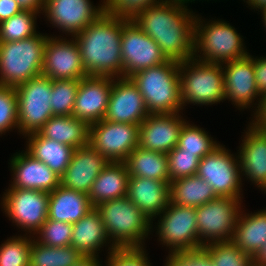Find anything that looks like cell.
<instances>
[{"mask_svg":"<svg viewBox=\"0 0 266 266\" xmlns=\"http://www.w3.org/2000/svg\"><path fill=\"white\" fill-rule=\"evenodd\" d=\"M49 35L0 42V85L16 87L41 75Z\"/></svg>","mask_w":266,"mask_h":266,"instance_id":"6","label":"cell"},{"mask_svg":"<svg viewBox=\"0 0 266 266\" xmlns=\"http://www.w3.org/2000/svg\"><path fill=\"white\" fill-rule=\"evenodd\" d=\"M123 162L130 177L170 181L166 153L146 150L138 146Z\"/></svg>","mask_w":266,"mask_h":266,"instance_id":"31","label":"cell"},{"mask_svg":"<svg viewBox=\"0 0 266 266\" xmlns=\"http://www.w3.org/2000/svg\"><path fill=\"white\" fill-rule=\"evenodd\" d=\"M197 175L214 189L218 197L242 200V179L239 158L223 144L199 161Z\"/></svg>","mask_w":266,"mask_h":266,"instance_id":"10","label":"cell"},{"mask_svg":"<svg viewBox=\"0 0 266 266\" xmlns=\"http://www.w3.org/2000/svg\"><path fill=\"white\" fill-rule=\"evenodd\" d=\"M22 7L15 0H0V23L22 11Z\"/></svg>","mask_w":266,"mask_h":266,"instance_id":"46","label":"cell"},{"mask_svg":"<svg viewBox=\"0 0 266 266\" xmlns=\"http://www.w3.org/2000/svg\"><path fill=\"white\" fill-rule=\"evenodd\" d=\"M93 208L88 194L62 185L49 193L48 219L74 224Z\"/></svg>","mask_w":266,"mask_h":266,"instance_id":"26","label":"cell"},{"mask_svg":"<svg viewBox=\"0 0 266 266\" xmlns=\"http://www.w3.org/2000/svg\"><path fill=\"white\" fill-rule=\"evenodd\" d=\"M95 208L116 248H144V240L152 232V222L126 196L102 202Z\"/></svg>","mask_w":266,"mask_h":266,"instance_id":"4","label":"cell"},{"mask_svg":"<svg viewBox=\"0 0 266 266\" xmlns=\"http://www.w3.org/2000/svg\"><path fill=\"white\" fill-rule=\"evenodd\" d=\"M25 137H27L26 151L61 177L71 161L75 148L42 137L38 132Z\"/></svg>","mask_w":266,"mask_h":266,"instance_id":"29","label":"cell"},{"mask_svg":"<svg viewBox=\"0 0 266 266\" xmlns=\"http://www.w3.org/2000/svg\"><path fill=\"white\" fill-rule=\"evenodd\" d=\"M186 121L181 113L149 114L139 125L138 146L168 154L178 146L180 131Z\"/></svg>","mask_w":266,"mask_h":266,"instance_id":"20","label":"cell"},{"mask_svg":"<svg viewBox=\"0 0 266 266\" xmlns=\"http://www.w3.org/2000/svg\"><path fill=\"white\" fill-rule=\"evenodd\" d=\"M125 20L102 13L74 36L88 76L123 77L121 37Z\"/></svg>","mask_w":266,"mask_h":266,"instance_id":"2","label":"cell"},{"mask_svg":"<svg viewBox=\"0 0 266 266\" xmlns=\"http://www.w3.org/2000/svg\"><path fill=\"white\" fill-rule=\"evenodd\" d=\"M18 130V101L15 87L0 85V136Z\"/></svg>","mask_w":266,"mask_h":266,"instance_id":"40","label":"cell"},{"mask_svg":"<svg viewBox=\"0 0 266 266\" xmlns=\"http://www.w3.org/2000/svg\"><path fill=\"white\" fill-rule=\"evenodd\" d=\"M113 86L111 76H87L79 80L72 116L89 125L104 119Z\"/></svg>","mask_w":266,"mask_h":266,"instance_id":"19","label":"cell"},{"mask_svg":"<svg viewBox=\"0 0 266 266\" xmlns=\"http://www.w3.org/2000/svg\"><path fill=\"white\" fill-rule=\"evenodd\" d=\"M187 6L183 0H163L133 19L158 44L168 60L184 62L193 58L197 15Z\"/></svg>","mask_w":266,"mask_h":266,"instance_id":"1","label":"cell"},{"mask_svg":"<svg viewBox=\"0 0 266 266\" xmlns=\"http://www.w3.org/2000/svg\"><path fill=\"white\" fill-rule=\"evenodd\" d=\"M198 16L195 18L194 59L224 64L250 54L235 27L222 19L205 22Z\"/></svg>","mask_w":266,"mask_h":266,"instance_id":"5","label":"cell"},{"mask_svg":"<svg viewBox=\"0 0 266 266\" xmlns=\"http://www.w3.org/2000/svg\"><path fill=\"white\" fill-rule=\"evenodd\" d=\"M109 161L90 145L74 150L71 161L60 177V185L88 194L92 184Z\"/></svg>","mask_w":266,"mask_h":266,"instance_id":"23","label":"cell"},{"mask_svg":"<svg viewBox=\"0 0 266 266\" xmlns=\"http://www.w3.org/2000/svg\"><path fill=\"white\" fill-rule=\"evenodd\" d=\"M183 1L186 2V3H189V2H190V3H192V2L195 3L194 1H196V0H183ZM197 1H198V0H197ZM200 1H201V0H200ZM205 1H206V0H205ZM207 1H209V0H207Z\"/></svg>","mask_w":266,"mask_h":266,"instance_id":"53","label":"cell"},{"mask_svg":"<svg viewBox=\"0 0 266 266\" xmlns=\"http://www.w3.org/2000/svg\"><path fill=\"white\" fill-rule=\"evenodd\" d=\"M214 140L203 128L186 121L180 131L178 147L201 159L220 145Z\"/></svg>","mask_w":266,"mask_h":266,"instance_id":"35","label":"cell"},{"mask_svg":"<svg viewBox=\"0 0 266 266\" xmlns=\"http://www.w3.org/2000/svg\"><path fill=\"white\" fill-rule=\"evenodd\" d=\"M252 119L250 122L257 128L262 129L266 125V95L262 97L259 109Z\"/></svg>","mask_w":266,"mask_h":266,"instance_id":"47","label":"cell"},{"mask_svg":"<svg viewBox=\"0 0 266 266\" xmlns=\"http://www.w3.org/2000/svg\"><path fill=\"white\" fill-rule=\"evenodd\" d=\"M12 158V159H11ZM10 158L13 181L9 187L52 192L60 185L57 176L46 164L35 159L27 151L14 153Z\"/></svg>","mask_w":266,"mask_h":266,"instance_id":"21","label":"cell"},{"mask_svg":"<svg viewBox=\"0 0 266 266\" xmlns=\"http://www.w3.org/2000/svg\"><path fill=\"white\" fill-rule=\"evenodd\" d=\"M242 210L231 241L253 258L266 242V208L254 213Z\"/></svg>","mask_w":266,"mask_h":266,"instance_id":"28","label":"cell"},{"mask_svg":"<svg viewBox=\"0 0 266 266\" xmlns=\"http://www.w3.org/2000/svg\"><path fill=\"white\" fill-rule=\"evenodd\" d=\"M216 198L214 189L197 174L170 182V202L174 204L197 208Z\"/></svg>","mask_w":266,"mask_h":266,"instance_id":"32","label":"cell"},{"mask_svg":"<svg viewBox=\"0 0 266 266\" xmlns=\"http://www.w3.org/2000/svg\"><path fill=\"white\" fill-rule=\"evenodd\" d=\"M215 266H250L252 258L232 241L210 242L203 245Z\"/></svg>","mask_w":266,"mask_h":266,"instance_id":"37","label":"cell"},{"mask_svg":"<svg viewBox=\"0 0 266 266\" xmlns=\"http://www.w3.org/2000/svg\"><path fill=\"white\" fill-rule=\"evenodd\" d=\"M79 80H52L51 108L53 116H72Z\"/></svg>","mask_w":266,"mask_h":266,"instance_id":"38","label":"cell"},{"mask_svg":"<svg viewBox=\"0 0 266 266\" xmlns=\"http://www.w3.org/2000/svg\"><path fill=\"white\" fill-rule=\"evenodd\" d=\"M167 159L170 182L197 174L200 158L195 153L183 152L176 146L167 154Z\"/></svg>","mask_w":266,"mask_h":266,"instance_id":"41","label":"cell"},{"mask_svg":"<svg viewBox=\"0 0 266 266\" xmlns=\"http://www.w3.org/2000/svg\"><path fill=\"white\" fill-rule=\"evenodd\" d=\"M32 235L9 237L0 245V266H29Z\"/></svg>","mask_w":266,"mask_h":266,"instance_id":"36","label":"cell"},{"mask_svg":"<svg viewBox=\"0 0 266 266\" xmlns=\"http://www.w3.org/2000/svg\"><path fill=\"white\" fill-rule=\"evenodd\" d=\"M2 196V211L25 234L34 236L48 218L49 193L8 187Z\"/></svg>","mask_w":266,"mask_h":266,"instance_id":"11","label":"cell"},{"mask_svg":"<svg viewBox=\"0 0 266 266\" xmlns=\"http://www.w3.org/2000/svg\"><path fill=\"white\" fill-rule=\"evenodd\" d=\"M15 89L18 101V132L25 137L38 132L53 116L50 105L52 80L39 75Z\"/></svg>","mask_w":266,"mask_h":266,"instance_id":"8","label":"cell"},{"mask_svg":"<svg viewBox=\"0 0 266 266\" xmlns=\"http://www.w3.org/2000/svg\"><path fill=\"white\" fill-rule=\"evenodd\" d=\"M253 57L256 86L261 97L266 95V56Z\"/></svg>","mask_w":266,"mask_h":266,"instance_id":"45","label":"cell"},{"mask_svg":"<svg viewBox=\"0 0 266 266\" xmlns=\"http://www.w3.org/2000/svg\"><path fill=\"white\" fill-rule=\"evenodd\" d=\"M60 37H48L41 75L51 80H81L87 77L75 38L67 40Z\"/></svg>","mask_w":266,"mask_h":266,"instance_id":"15","label":"cell"},{"mask_svg":"<svg viewBox=\"0 0 266 266\" xmlns=\"http://www.w3.org/2000/svg\"><path fill=\"white\" fill-rule=\"evenodd\" d=\"M89 145L110 162H123L139 145V125L101 120L89 126Z\"/></svg>","mask_w":266,"mask_h":266,"instance_id":"13","label":"cell"},{"mask_svg":"<svg viewBox=\"0 0 266 266\" xmlns=\"http://www.w3.org/2000/svg\"><path fill=\"white\" fill-rule=\"evenodd\" d=\"M262 130L266 133V125L262 128Z\"/></svg>","mask_w":266,"mask_h":266,"instance_id":"54","label":"cell"},{"mask_svg":"<svg viewBox=\"0 0 266 266\" xmlns=\"http://www.w3.org/2000/svg\"><path fill=\"white\" fill-rule=\"evenodd\" d=\"M163 0H103V11L111 16L133 20L142 11Z\"/></svg>","mask_w":266,"mask_h":266,"instance_id":"42","label":"cell"},{"mask_svg":"<svg viewBox=\"0 0 266 266\" xmlns=\"http://www.w3.org/2000/svg\"><path fill=\"white\" fill-rule=\"evenodd\" d=\"M100 5L90 0H45L42 15L54 28L74 37L104 13Z\"/></svg>","mask_w":266,"mask_h":266,"instance_id":"17","label":"cell"},{"mask_svg":"<svg viewBox=\"0 0 266 266\" xmlns=\"http://www.w3.org/2000/svg\"><path fill=\"white\" fill-rule=\"evenodd\" d=\"M242 202L235 198L218 197L195 208L199 242L205 245L231 241Z\"/></svg>","mask_w":266,"mask_h":266,"instance_id":"12","label":"cell"},{"mask_svg":"<svg viewBox=\"0 0 266 266\" xmlns=\"http://www.w3.org/2000/svg\"><path fill=\"white\" fill-rule=\"evenodd\" d=\"M70 245L83 257H99L98 251L106 245L108 254L116 249L106 233L101 214L95 207L73 224Z\"/></svg>","mask_w":266,"mask_h":266,"instance_id":"25","label":"cell"},{"mask_svg":"<svg viewBox=\"0 0 266 266\" xmlns=\"http://www.w3.org/2000/svg\"><path fill=\"white\" fill-rule=\"evenodd\" d=\"M89 126L86 121L74 116H52L38 133L77 149L89 145Z\"/></svg>","mask_w":266,"mask_h":266,"instance_id":"30","label":"cell"},{"mask_svg":"<svg viewBox=\"0 0 266 266\" xmlns=\"http://www.w3.org/2000/svg\"><path fill=\"white\" fill-rule=\"evenodd\" d=\"M82 257L71 245L50 247L33 237L29 266H74Z\"/></svg>","mask_w":266,"mask_h":266,"instance_id":"33","label":"cell"},{"mask_svg":"<svg viewBox=\"0 0 266 266\" xmlns=\"http://www.w3.org/2000/svg\"><path fill=\"white\" fill-rule=\"evenodd\" d=\"M123 77L161 65L168 61L158 44L144 33L133 20L123 22L121 37Z\"/></svg>","mask_w":266,"mask_h":266,"instance_id":"14","label":"cell"},{"mask_svg":"<svg viewBox=\"0 0 266 266\" xmlns=\"http://www.w3.org/2000/svg\"><path fill=\"white\" fill-rule=\"evenodd\" d=\"M149 115L144 98L130 78L113 77L104 120L140 125Z\"/></svg>","mask_w":266,"mask_h":266,"instance_id":"18","label":"cell"},{"mask_svg":"<svg viewBox=\"0 0 266 266\" xmlns=\"http://www.w3.org/2000/svg\"><path fill=\"white\" fill-rule=\"evenodd\" d=\"M225 87V101H231L238 110L253 108L258 111L262 97L256 86L252 55L222 64ZM257 98V102L254 101ZM258 103V104H257ZM254 104V105H253Z\"/></svg>","mask_w":266,"mask_h":266,"instance_id":"16","label":"cell"},{"mask_svg":"<svg viewBox=\"0 0 266 266\" xmlns=\"http://www.w3.org/2000/svg\"><path fill=\"white\" fill-rule=\"evenodd\" d=\"M129 174L124 162H110L92 184L88 193L90 203L96 207L102 202L127 195Z\"/></svg>","mask_w":266,"mask_h":266,"instance_id":"27","label":"cell"},{"mask_svg":"<svg viewBox=\"0 0 266 266\" xmlns=\"http://www.w3.org/2000/svg\"><path fill=\"white\" fill-rule=\"evenodd\" d=\"M179 64L168 60L129 77L142 94L149 114L182 113Z\"/></svg>","mask_w":266,"mask_h":266,"instance_id":"3","label":"cell"},{"mask_svg":"<svg viewBox=\"0 0 266 266\" xmlns=\"http://www.w3.org/2000/svg\"><path fill=\"white\" fill-rule=\"evenodd\" d=\"M145 248H116L108 254L106 266H151Z\"/></svg>","mask_w":266,"mask_h":266,"instance_id":"43","label":"cell"},{"mask_svg":"<svg viewBox=\"0 0 266 266\" xmlns=\"http://www.w3.org/2000/svg\"><path fill=\"white\" fill-rule=\"evenodd\" d=\"M260 12H261V16H263L262 17V21H263V24H264L263 26H265L264 28H266V9H263Z\"/></svg>","mask_w":266,"mask_h":266,"instance_id":"52","label":"cell"},{"mask_svg":"<svg viewBox=\"0 0 266 266\" xmlns=\"http://www.w3.org/2000/svg\"><path fill=\"white\" fill-rule=\"evenodd\" d=\"M157 217L156 234L158 241L168 247L169 252L188 251L202 248L198 239L196 209L169 202Z\"/></svg>","mask_w":266,"mask_h":266,"instance_id":"9","label":"cell"},{"mask_svg":"<svg viewBox=\"0 0 266 266\" xmlns=\"http://www.w3.org/2000/svg\"><path fill=\"white\" fill-rule=\"evenodd\" d=\"M40 12L22 10L0 23V42L19 41L36 35L37 16Z\"/></svg>","mask_w":266,"mask_h":266,"instance_id":"34","label":"cell"},{"mask_svg":"<svg viewBox=\"0 0 266 266\" xmlns=\"http://www.w3.org/2000/svg\"><path fill=\"white\" fill-rule=\"evenodd\" d=\"M73 224L46 219L40 230L35 234V239L41 244L50 247L70 246ZM37 237V238H36Z\"/></svg>","mask_w":266,"mask_h":266,"instance_id":"39","label":"cell"},{"mask_svg":"<svg viewBox=\"0 0 266 266\" xmlns=\"http://www.w3.org/2000/svg\"><path fill=\"white\" fill-rule=\"evenodd\" d=\"M99 257H82L74 266H102Z\"/></svg>","mask_w":266,"mask_h":266,"instance_id":"50","label":"cell"},{"mask_svg":"<svg viewBox=\"0 0 266 266\" xmlns=\"http://www.w3.org/2000/svg\"><path fill=\"white\" fill-rule=\"evenodd\" d=\"M237 150L241 176L266 191V133L249 122Z\"/></svg>","mask_w":266,"mask_h":266,"instance_id":"22","label":"cell"},{"mask_svg":"<svg viewBox=\"0 0 266 266\" xmlns=\"http://www.w3.org/2000/svg\"><path fill=\"white\" fill-rule=\"evenodd\" d=\"M164 266H215L209 253L202 247L188 251L170 252Z\"/></svg>","mask_w":266,"mask_h":266,"instance_id":"44","label":"cell"},{"mask_svg":"<svg viewBox=\"0 0 266 266\" xmlns=\"http://www.w3.org/2000/svg\"><path fill=\"white\" fill-rule=\"evenodd\" d=\"M181 104L213 105L225 101L222 64L194 58L179 64Z\"/></svg>","mask_w":266,"mask_h":266,"instance_id":"7","label":"cell"},{"mask_svg":"<svg viewBox=\"0 0 266 266\" xmlns=\"http://www.w3.org/2000/svg\"><path fill=\"white\" fill-rule=\"evenodd\" d=\"M245 3L248 4V7L250 6L251 9H255L256 11L258 9V12L259 10L266 9V0H248Z\"/></svg>","mask_w":266,"mask_h":266,"instance_id":"51","label":"cell"},{"mask_svg":"<svg viewBox=\"0 0 266 266\" xmlns=\"http://www.w3.org/2000/svg\"><path fill=\"white\" fill-rule=\"evenodd\" d=\"M19 3L23 10H32L35 12L43 11L45 0H15Z\"/></svg>","mask_w":266,"mask_h":266,"instance_id":"48","label":"cell"},{"mask_svg":"<svg viewBox=\"0 0 266 266\" xmlns=\"http://www.w3.org/2000/svg\"><path fill=\"white\" fill-rule=\"evenodd\" d=\"M252 263L256 266H266V242L252 258Z\"/></svg>","mask_w":266,"mask_h":266,"instance_id":"49","label":"cell"},{"mask_svg":"<svg viewBox=\"0 0 266 266\" xmlns=\"http://www.w3.org/2000/svg\"><path fill=\"white\" fill-rule=\"evenodd\" d=\"M126 197L152 222L170 202V181L129 177Z\"/></svg>","mask_w":266,"mask_h":266,"instance_id":"24","label":"cell"}]
</instances>
